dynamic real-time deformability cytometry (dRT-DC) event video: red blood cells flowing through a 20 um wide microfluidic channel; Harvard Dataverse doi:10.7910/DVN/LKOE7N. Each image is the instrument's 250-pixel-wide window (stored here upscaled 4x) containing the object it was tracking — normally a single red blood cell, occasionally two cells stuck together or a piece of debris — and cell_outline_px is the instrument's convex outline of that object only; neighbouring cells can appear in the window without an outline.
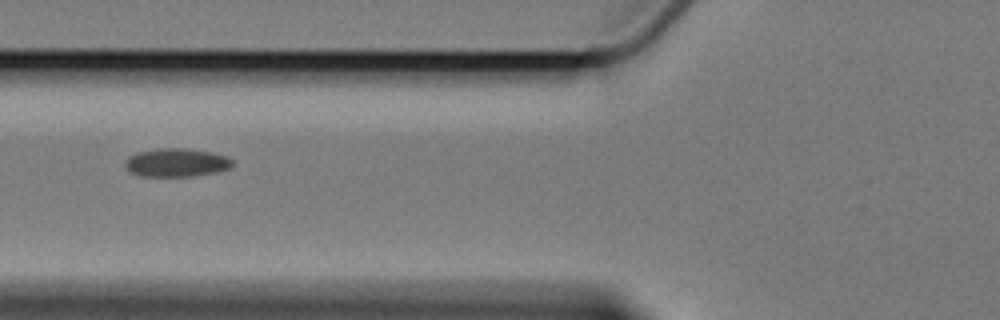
{"species": "Egyptian fruit bat (a non-hibernating species)", "species_latin": "Rousettus aegyptiacus", "temperature_condition": "cold", "stored_images_in_passage": 7, "camera_frame_rate_fps": 3000, "um_per_image_px": 0.085, "animal": {"sex": "female"}, "frame": {"image": 1, "passage_image": 4, "time_ms": 3.667, "image_size_px": [1000, 320], "cell_outline_px": [[232, 168], [216, 172], [192, 176], [140, 176], [128, 172], [124, 164], [124, 160], [128, 156], [136, 152], [160, 148], [188, 148], [212, 152], [228, 156], [232, 160]], "centroid_in_image_um": [14.97, 13.81], "position_along_channel_um": 110.8, "area_um2": 18.09}}
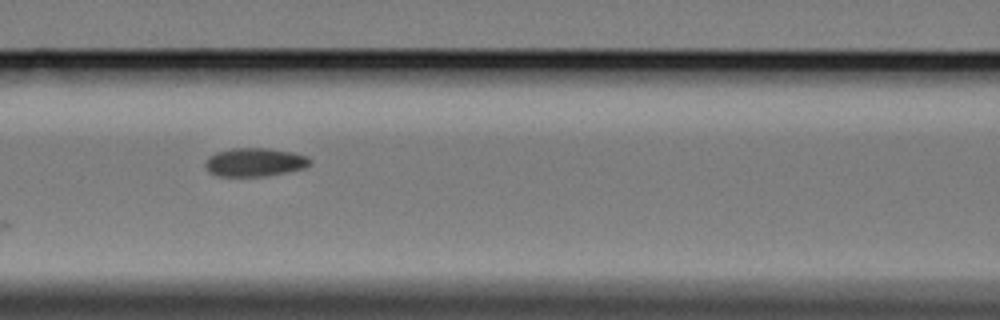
{"frame": {"image": 2, "passage_image": 5, "time_ms": 4.667, "image_size_px": [1000, 320], "cell_outline_px": [[312, 160], [304, 168], [264, 176], [220, 176], [208, 172], [204, 164], [208, 156], [216, 152], [232, 148], [268, 148], [292, 152], [308, 156]], "centroid_in_image_um": [21.62, 13.77], "position_along_channel_um": 145.0, "area_um2": 17.34}}
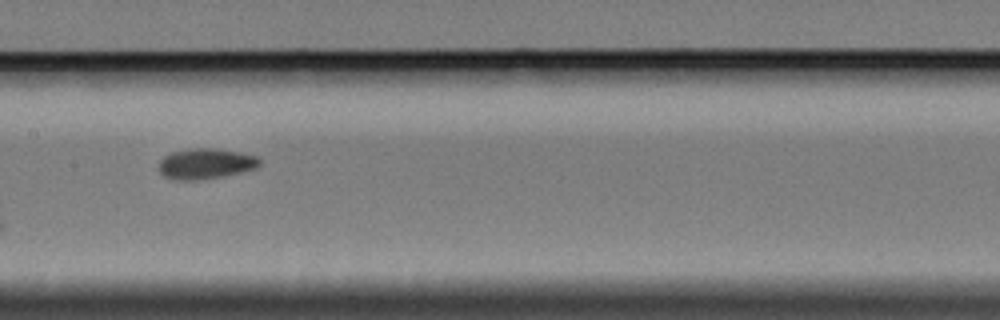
{"frame": {"image": 3, "passage_image": 6, "time_ms": 6.0, "image_size_px": [1000, 320], "cell_outline_px": [[260, 164], [256, 168], [224, 176], [192, 180], [176, 180], [164, 176], [160, 172], [160, 160], [164, 156], [172, 152], [192, 148], [216, 148], [240, 152], [256, 156], [260, 160]], "centroid_in_image_um": [17.48, 13.9], "position_along_channel_um": 189.9, "area_um2": 17.8}}